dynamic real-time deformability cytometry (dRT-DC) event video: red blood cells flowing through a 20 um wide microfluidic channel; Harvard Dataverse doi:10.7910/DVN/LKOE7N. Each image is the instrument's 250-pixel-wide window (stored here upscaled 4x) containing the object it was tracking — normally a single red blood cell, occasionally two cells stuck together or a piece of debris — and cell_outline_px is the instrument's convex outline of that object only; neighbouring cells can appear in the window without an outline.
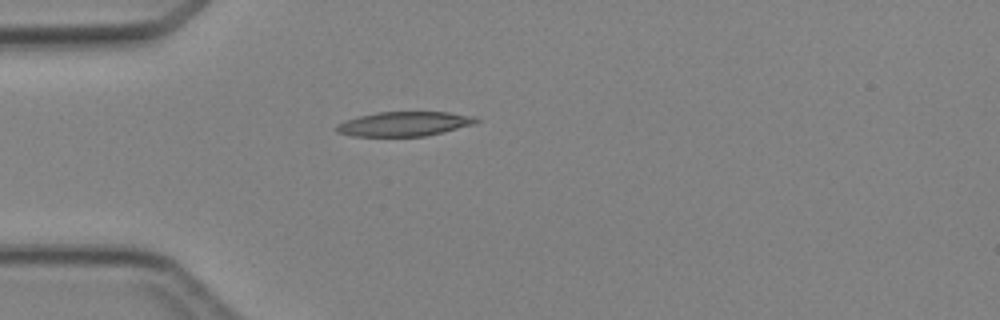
{"species": "Egyptian fruit bat (a non-hibernating species)", "species_latin": "Rousettus aegyptiacus", "temperature_condition": "cold", "stored_images_in_passage": 1, "camera_frame_rate_fps": 3000, "um_per_image_px": 0.085, "animal": {"sex": "female"}, "frame": {"image": 1, "passage_image": 1, "time_ms": 0.0, "image_size_px": [1000, 320], "cell_outline_px": [[480, 120], [476, 124], [444, 132], [424, 136], [352, 136], [336, 132], [336, 124], [344, 120], [376, 112], [448, 112], [472, 116]], "centroid_in_image_um": [34.35, 10.53], "position_along_channel_um": 50.6, "area_um2": 20.0}}